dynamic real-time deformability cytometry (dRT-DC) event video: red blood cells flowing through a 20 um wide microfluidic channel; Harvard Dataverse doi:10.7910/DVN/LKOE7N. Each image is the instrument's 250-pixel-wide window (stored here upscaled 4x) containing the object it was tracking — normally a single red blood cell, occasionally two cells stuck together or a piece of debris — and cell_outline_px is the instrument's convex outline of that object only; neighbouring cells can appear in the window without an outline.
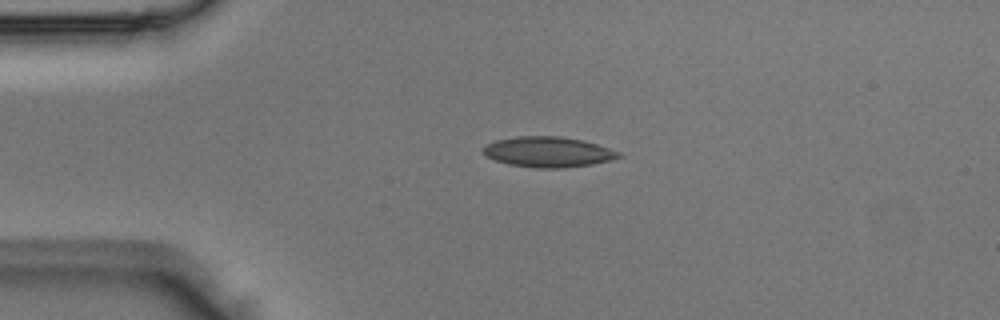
{"species": "Egyptian fruit bat (a non-hibernating species)", "species_latin": "Rousettus aegyptiacus", "temperature_condition": "room temperature", "stored_images_in_passage": 39, "camera_frame_rate_fps": 3000, "um_per_image_px": 0.085, "animal": {"sex": "male"}, "frame": {"image": 1, "passage_image": 1, "time_ms": 0.0, "image_size_px": [1000, 320], "cell_outline_px": [[624, 156], [592, 164], [564, 168], [536, 168], [508, 164], [496, 160], [488, 156], [484, 152], [484, 148], [488, 144], [496, 140], [516, 136], [560, 136], [584, 140], [620, 152]], "centroid_in_image_um": [46.62, 12.91], "position_along_channel_um": 38.4, "area_um2": 23.81}}
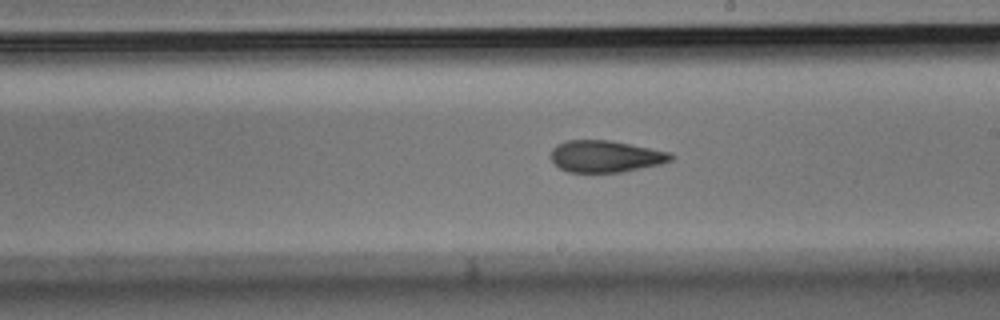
{"frame": {"image": 2, "passage_image": 18, "time_ms": 5.667, "image_size_px": [1000, 320], "cell_outline_px": [[676, 156], [672, 160], [660, 164], [620, 172], [568, 172], [560, 168], [552, 160], [552, 148], [556, 144], [568, 140], [608, 140], [672, 152]], "centroid_in_image_um": [51.5, 13.28], "position_along_channel_um": 237.5, "area_um2": 22.14}}
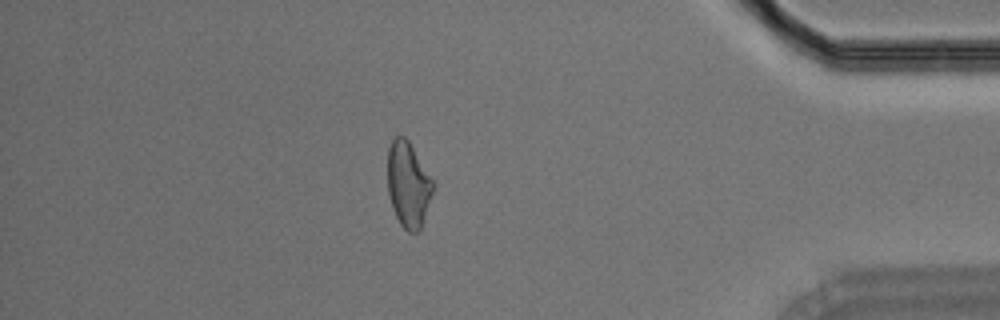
{"frame": {"image": 3, "passage_image": 33, "time_ms": 10.667, "image_size_px": [1000, 320], "cell_outline_px": [[432, 192], [420, 228], [416, 232], [408, 232], [400, 224], [392, 208], [388, 192], [388, 148], [392, 140], [396, 136], [404, 136], [408, 140], [432, 180]], "centroid_in_image_um": [34.66, 15.67], "position_along_channel_um": 400.5, "area_um2": 21.96}}